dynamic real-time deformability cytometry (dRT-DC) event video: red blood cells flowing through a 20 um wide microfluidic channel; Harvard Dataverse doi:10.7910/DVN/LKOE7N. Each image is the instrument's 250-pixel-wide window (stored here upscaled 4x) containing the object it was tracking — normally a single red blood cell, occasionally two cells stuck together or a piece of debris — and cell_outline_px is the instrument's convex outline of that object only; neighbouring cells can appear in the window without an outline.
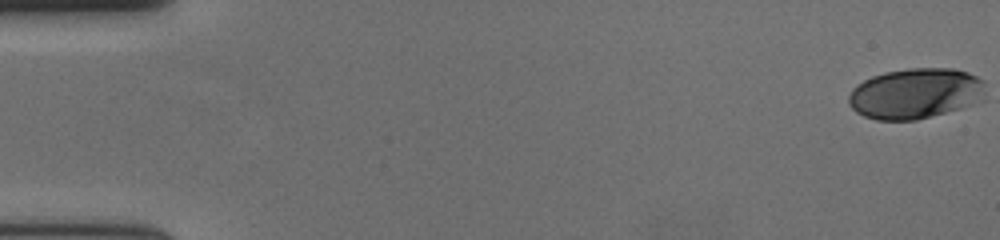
{"species": "human", "species_latin": "Homo sapiens", "temperature_condition": "cold", "stored_images_in_passage": 59, "camera_frame_rate_fps": 3000, "um_per_image_px": 0.085, "donor": {"sex": "female"}, "frame": {"image": 1, "passage_image": 1, "time_ms": 0.0, "image_size_px": [1000, 240], "cell_outline_px": [[984, 100], [960, 108], [916, 120], [876, 120], [864, 116], [856, 112], [848, 104], [848, 96], [852, 88], [856, 84], [872, 76], [884, 72], [908, 68], [952, 68], [968, 72], [984, 80]], "centroid_in_image_um": [77.8, 7.94], "position_along_channel_um": 7.2, "area_um2": 40.58}}
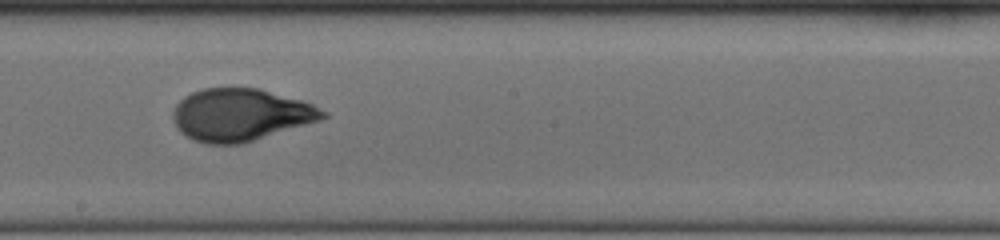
{"frame": {"image": 2, "passage_image": 34, "time_ms": 11.0, "image_size_px": [1000, 240], "cell_outline_px": [[328, 116], [320, 120], [240, 144], [208, 144], [192, 140], [184, 136], [176, 128], [172, 116], [172, 112], [176, 104], [184, 96], [192, 92], [204, 88], [260, 88], [300, 100], [312, 104], [328, 112]], "centroid_in_image_um": [20.41, 9.76], "position_along_channel_um": 227.8, "area_um2": 45.72}}
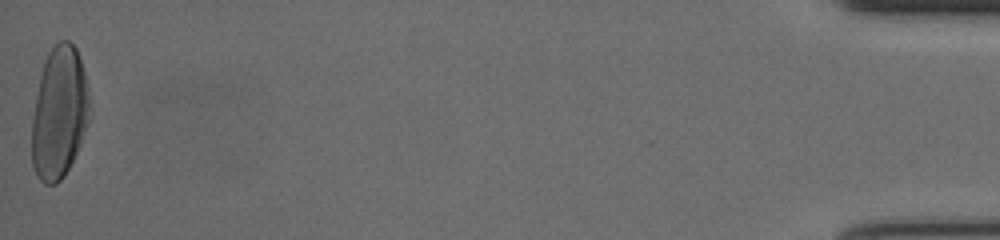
{"frame": {"image": 3, "passage_image": 59, "time_ms": 19.333, "image_size_px": [1000, 240], "cell_outline_px": [[92, 108], [88, 124], [80, 144], [64, 176], [56, 184], [44, 184], [36, 176], [32, 164], [32, 116], [40, 76], [44, 60], [48, 52], [60, 40], [68, 40], [76, 48], [84, 72], [88, 88]], "centroid_in_image_um": [5.04, 9.59], "position_along_channel_um": 430.2, "area_um2": 44.68}, "authors_computed_cell_mechanics": {"area_um2": 43.7546, "velocity_mm_per_s": 3.6185, "shape_relaxation_time_tau1_ms": 5.1808, "shape_relaxation_time_tau2_ms": null, "deformation_change_tau1": 0.208, "deformation_change_tau2": null}}